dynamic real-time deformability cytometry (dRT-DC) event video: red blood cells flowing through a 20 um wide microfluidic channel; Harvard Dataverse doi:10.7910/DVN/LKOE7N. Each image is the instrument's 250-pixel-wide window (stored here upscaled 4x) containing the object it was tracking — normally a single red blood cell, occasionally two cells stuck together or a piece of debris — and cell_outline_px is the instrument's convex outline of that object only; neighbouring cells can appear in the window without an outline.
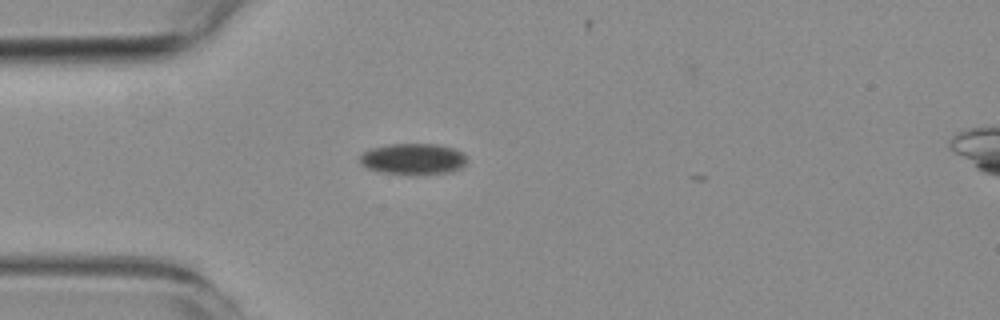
{"species": "common noctule bat (a hibernating species)", "species_latin": "Nyctalus noctula", "temperature_condition": "room temperature", "stored_images_in_passage": 4, "camera_frame_rate_fps": 3000, "um_per_image_px": 0.085, "animal": {"sex": "female", "body_mass_g": 19.3, "forearm_length_mm": 54.1}, "frame": {"image": 1, "passage_image": 3, "time_ms": 3.333, "image_size_px": [1000, 320], "cell_outline_px": [[468, 160], [460, 168], [452, 172], [380, 172], [368, 168], [360, 164], [360, 156], [364, 152], [372, 148], [388, 144], [436, 144], [452, 148], [464, 152]], "centroid_in_image_um": [35.13, 13.47], "position_along_channel_um": 49.9, "area_um2": 18.79}}